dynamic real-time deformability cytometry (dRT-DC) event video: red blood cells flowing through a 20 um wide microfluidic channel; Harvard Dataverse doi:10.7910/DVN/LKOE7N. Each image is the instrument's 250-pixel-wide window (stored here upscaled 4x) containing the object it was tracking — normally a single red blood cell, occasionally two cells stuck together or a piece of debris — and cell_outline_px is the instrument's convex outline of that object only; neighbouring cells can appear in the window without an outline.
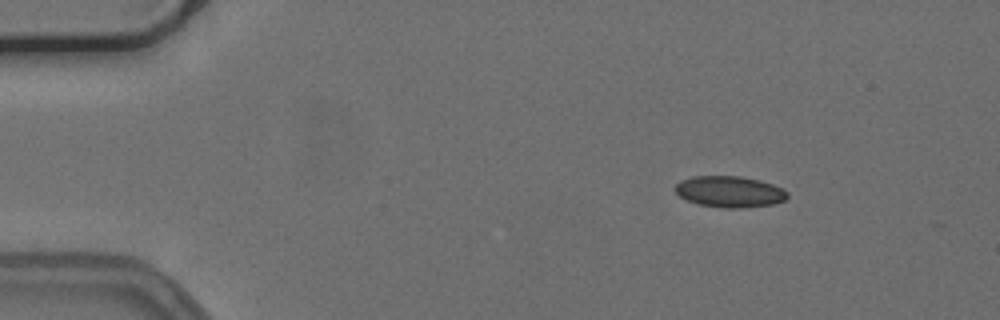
{"species": "common noctule bat (a hibernating species)", "species_latin": "Nyctalus noctula", "temperature_condition": "cold", "stored_images_in_passage": 52, "camera_frame_rate_fps": 3000, "um_per_image_px": 0.085, "animal": {"sex": "female", "body_mass_g": 24.6, "forearm_length_mm": 56.2}, "frame": {"image": 1, "passage_image": 5, "time_ms": 1.333, "image_size_px": [1000, 320], "cell_outline_px": [[788, 196], [784, 200], [772, 204], [732, 208], [728, 208], [700, 204], [688, 200], [680, 196], [676, 192], [676, 184], [680, 180], [696, 176], [740, 176], [772, 184], [788, 192]], "centroid_in_image_um": [62.0, 16.28], "position_along_channel_um": 23.0, "area_um2": 19.88}}
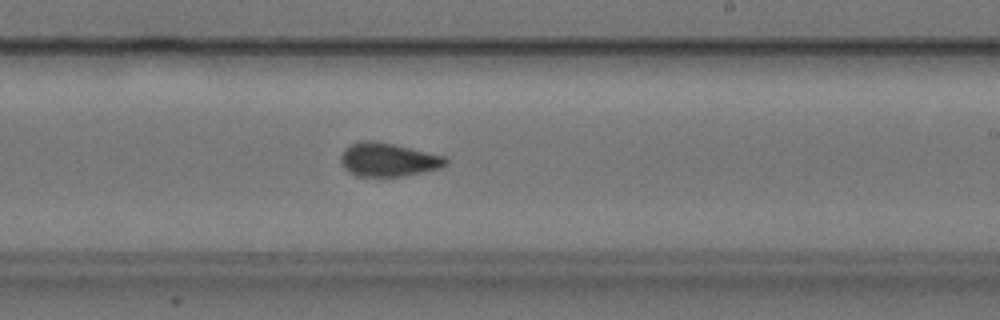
{"frame": {"image": 2, "passage_image": 30, "time_ms": 9.667, "image_size_px": [1000, 320], "cell_outline_px": [[448, 160], [440, 168], [400, 176], [356, 176], [344, 168], [340, 160], [340, 156], [344, 148], [352, 144], [392, 144], [444, 156]], "centroid_in_image_um": [32.98, 13.62], "position_along_channel_um": 256.0, "area_um2": 19.42}}
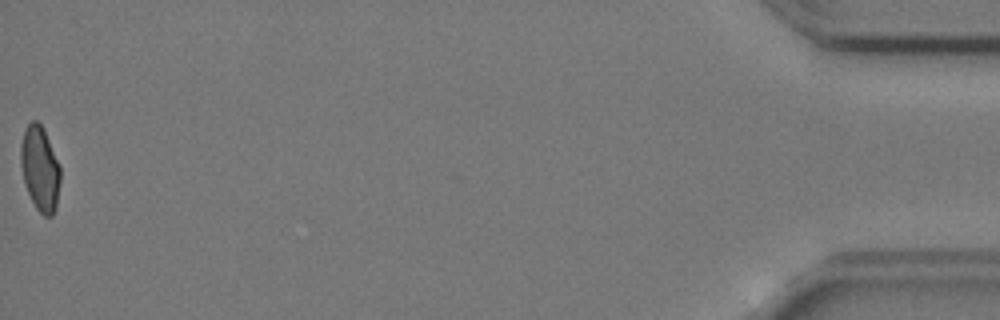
{"frame": {"image": 3, "passage_image": 52, "time_ms": 17.0, "image_size_px": [1000, 320], "cell_outline_px": [[60, 180], [56, 208], [52, 216], [44, 216], [36, 208], [24, 184], [20, 164], [20, 144], [24, 128], [32, 120], [36, 120], [44, 128], [60, 168]], "centroid_in_image_um": [3.38, 14.31], "position_along_channel_um": 431.8, "area_um2": 19.65}, "authors_computed_cell_mechanics": {"area_um2": 19.8254, "velocity_mm_per_s": 3.7615, "shape_relaxation_time_tau1_ms": null, "shape_relaxation_time_tau2_ms": 1.1124, "deformation_change_tau1": null, "deformation_change_tau2": 0.0591}}